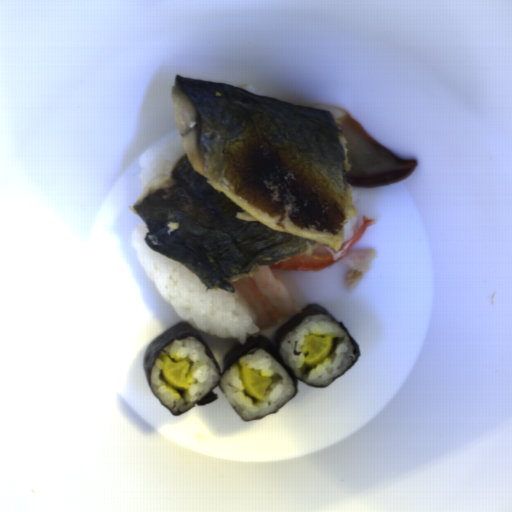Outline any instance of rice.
Instances as JSON below:
<instances>
[{"label": "rice", "mask_w": 512, "mask_h": 512, "mask_svg": "<svg viewBox=\"0 0 512 512\" xmlns=\"http://www.w3.org/2000/svg\"><path fill=\"white\" fill-rule=\"evenodd\" d=\"M148 232L146 224H137L132 249L149 281L184 322L199 333L235 338L239 345L260 332L255 309L238 289L206 288L186 265L155 252L145 241Z\"/></svg>", "instance_id": "obj_1"}, {"label": "rice", "mask_w": 512, "mask_h": 512, "mask_svg": "<svg viewBox=\"0 0 512 512\" xmlns=\"http://www.w3.org/2000/svg\"><path fill=\"white\" fill-rule=\"evenodd\" d=\"M186 154L180 134L169 142L151 148L139 159L141 167L139 181L142 193L152 178L160 174H171Z\"/></svg>", "instance_id": "obj_5"}, {"label": "rice", "mask_w": 512, "mask_h": 512, "mask_svg": "<svg viewBox=\"0 0 512 512\" xmlns=\"http://www.w3.org/2000/svg\"><path fill=\"white\" fill-rule=\"evenodd\" d=\"M312 334L319 337L331 336L332 348L321 362L306 366L305 338ZM279 354L284 363L292 368L295 377L318 386L331 383L356 359L355 349L345 331L326 314L319 313L308 316L287 333L279 343Z\"/></svg>", "instance_id": "obj_2"}, {"label": "rice", "mask_w": 512, "mask_h": 512, "mask_svg": "<svg viewBox=\"0 0 512 512\" xmlns=\"http://www.w3.org/2000/svg\"><path fill=\"white\" fill-rule=\"evenodd\" d=\"M357 222H358L357 214L353 211L352 216L349 218V220L344 225L342 243L350 240L353 237L354 231L357 226Z\"/></svg>", "instance_id": "obj_6"}, {"label": "rice", "mask_w": 512, "mask_h": 512, "mask_svg": "<svg viewBox=\"0 0 512 512\" xmlns=\"http://www.w3.org/2000/svg\"><path fill=\"white\" fill-rule=\"evenodd\" d=\"M246 365L258 375L272 379L264 401L247 394L240 367ZM220 386L228 403L246 421L276 411L288 402L296 390L292 378L280 363L264 349L240 357L220 378Z\"/></svg>", "instance_id": "obj_4"}, {"label": "rice", "mask_w": 512, "mask_h": 512, "mask_svg": "<svg viewBox=\"0 0 512 512\" xmlns=\"http://www.w3.org/2000/svg\"><path fill=\"white\" fill-rule=\"evenodd\" d=\"M174 362H190L187 370L189 389L178 390L169 385L161 375V356ZM220 380V370L206 355L205 345L195 337L174 340L157 354L150 370L149 384L157 399L173 413L182 414L198 403Z\"/></svg>", "instance_id": "obj_3"}]
</instances>
